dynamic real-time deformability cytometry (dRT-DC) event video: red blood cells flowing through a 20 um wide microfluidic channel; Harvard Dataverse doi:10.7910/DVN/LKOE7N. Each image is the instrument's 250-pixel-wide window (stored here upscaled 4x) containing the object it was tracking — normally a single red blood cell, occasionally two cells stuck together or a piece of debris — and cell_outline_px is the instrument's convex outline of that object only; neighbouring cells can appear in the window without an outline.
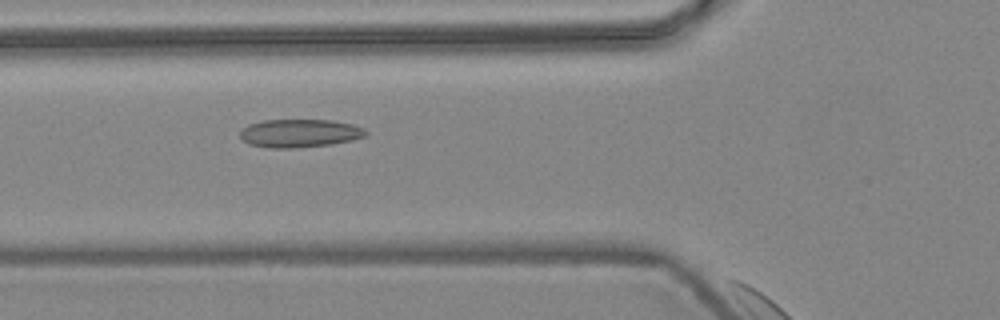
{"species": "common noctule bat (a hibernating species)", "species_latin": "Nyctalus noctula", "temperature_condition": "warm", "stored_images_in_passage": 7, "camera_frame_rate_fps": 3000, "um_per_image_px": 0.085, "animal": {"sex": "female", "body_mass_g": 24.6, "forearm_length_mm": 56.2}, "frame": {"image": 1, "passage_image": 6, "time_ms": 1.667, "image_size_px": [1000, 320], "cell_outline_px": [[368, 132], [364, 136], [352, 140], [332, 144], [292, 148], [268, 148], [248, 144], [240, 136], [240, 132], [248, 124], [264, 120], [332, 120], [352, 124], [364, 128]], "centroid_in_image_um": [25.47, 11.32], "position_along_channel_um": 100.3, "area_um2": 20.63}}
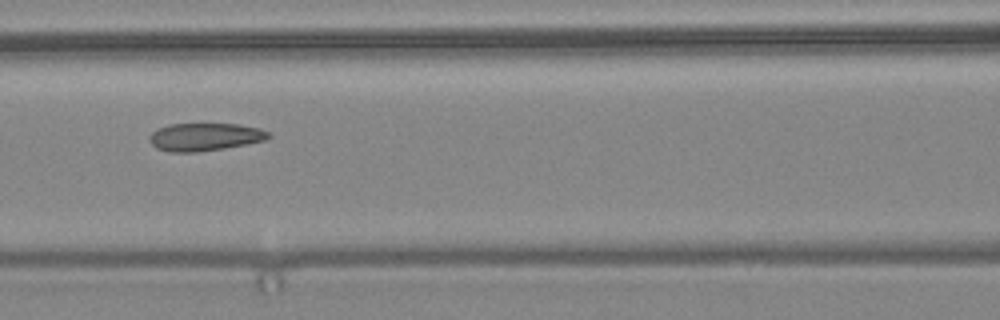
{"frame": {"image": 2, "passage_image": 7, "time_ms": 2.0, "image_size_px": [1000, 320], "cell_outline_px": [[272, 136], [264, 140], [224, 148], [196, 152], [168, 152], [156, 148], [148, 140], [148, 136], [152, 132], [160, 128], [172, 124], [240, 124], [260, 128], [268, 132]], "centroid_in_image_um": [17.39, 11.64], "position_along_channel_um": 149.2, "area_um2": 19.19}}